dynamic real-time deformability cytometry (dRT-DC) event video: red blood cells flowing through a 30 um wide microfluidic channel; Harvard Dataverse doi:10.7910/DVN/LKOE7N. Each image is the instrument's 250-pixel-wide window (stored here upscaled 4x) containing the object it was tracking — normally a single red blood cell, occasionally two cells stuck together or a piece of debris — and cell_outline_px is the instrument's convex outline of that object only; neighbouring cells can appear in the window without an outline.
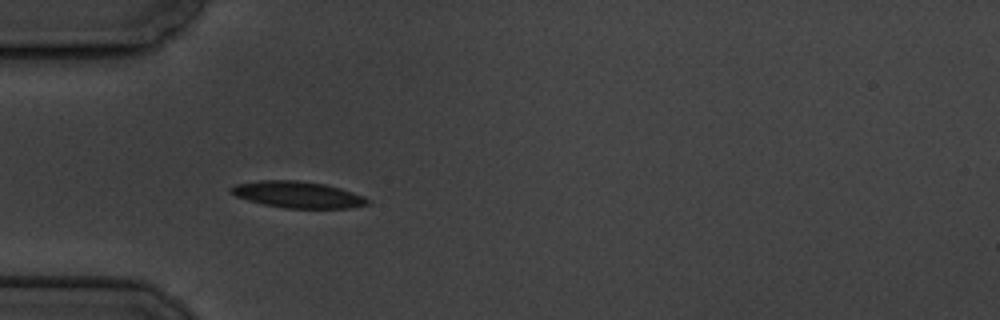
{"species": "common noctule bat (a hibernating species)", "species_latin": "Nyctalus noctula", "temperature_condition": "cold", "stored_images_in_passage": 5, "camera_frame_rate_fps": 3000, "um_per_image_px": 0.085, "animal": {"sex": "male", "body_mass_g": 19.5, "forearm_length_mm": 54.6}, "frame": {"image": 1, "passage_image": 4, "time_ms": 3.667, "image_size_px": [1000, 320], "cell_outline_px": [[368, 204], [352, 208], [284, 208], [264, 204], [248, 200], [236, 196], [228, 192], [228, 188], [236, 184], [260, 180], [296, 180], [324, 184], [340, 188], [364, 196], [368, 200]], "centroid_in_image_um": [25.27, 16.54], "position_along_channel_um": 59.7, "area_um2": 21.04}}